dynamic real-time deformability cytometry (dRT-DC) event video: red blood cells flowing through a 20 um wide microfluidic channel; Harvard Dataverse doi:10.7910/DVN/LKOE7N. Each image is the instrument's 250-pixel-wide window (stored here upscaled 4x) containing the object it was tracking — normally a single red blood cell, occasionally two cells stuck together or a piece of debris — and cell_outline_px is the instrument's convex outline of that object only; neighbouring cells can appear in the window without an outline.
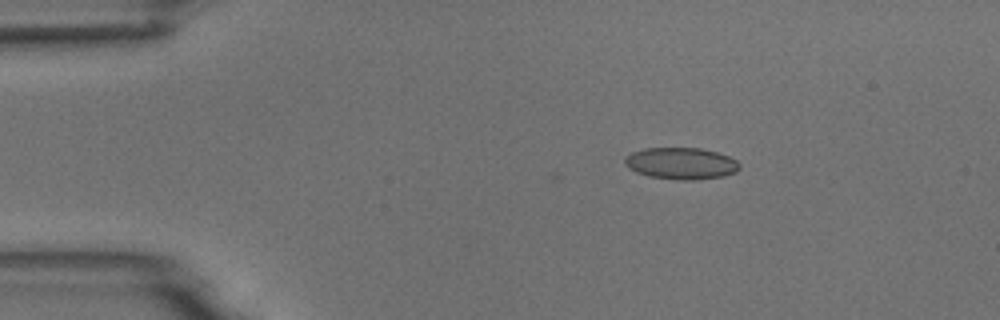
{"species": "common noctule bat (a hibernating species)", "species_latin": "Nyctalus noctula", "temperature_condition": "room temperature", "stored_images_in_passage": 3, "camera_frame_rate_fps": 3000, "um_per_image_px": 0.085, "animal": {"sex": "male", "body_mass_g": 18.8}, "frame": {"image": 1, "passage_image": 1, "time_ms": 0.0, "image_size_px": [1000, 320], "cell_outline_px": [[740, 168], [736, 172], [724, 176], [696, 180], [676, 180], [648, 176], [636, 172], [628, 168], [624, 164], [624, 160], [632, 152], [644, 148], [700, 148], [716, 152], [728, 156], [736, 160], [740, 164]], "centroid_in_image_um": [57.9, 13.9], "position_along_channel_um": 27.1, "area_um2": 21.33}}
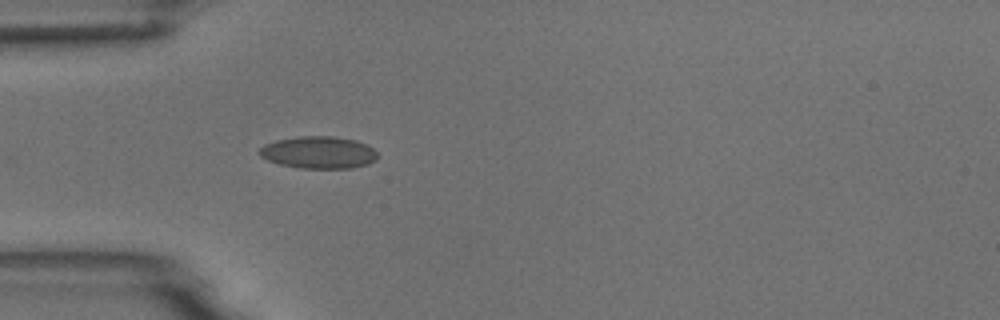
{"frame": {"image": 2, "passage_image": 3, "time_ms": 2.333, "image_size_px": [1000, 320], "cell_outline_px": [[376, 160], [368, 164], [352, 168], [300, 168], [280, 164], [268, 160], [260, 156], [256, 152], [264, 144], [276, 140], [300, 136], [332, 136], [356, 140], [368, 144], [376, 152]], "centroid_in_image_um": [27.07, 12.95], "position_along_channel_um": 57.9, "area_um2": 22.25}}